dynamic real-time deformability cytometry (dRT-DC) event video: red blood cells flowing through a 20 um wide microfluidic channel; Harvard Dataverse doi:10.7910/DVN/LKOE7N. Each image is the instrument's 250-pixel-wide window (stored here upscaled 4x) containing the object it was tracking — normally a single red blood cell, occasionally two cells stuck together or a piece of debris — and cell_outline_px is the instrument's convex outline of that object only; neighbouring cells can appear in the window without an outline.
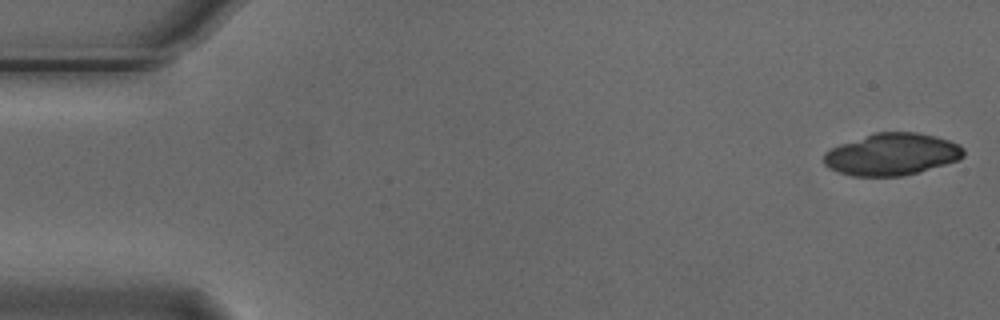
{"species": "Egyptian fruit bat (a non-hibernating species)", "species_latin": "Rousettus aegyptiacus", "temperature_condition": "cold", "stored_images_in_passage": 18, "camera_frame_rate_fps": 3000, "um_per_image_px": 0.085, "animal": {"sex": "male"}, "frame": {"image": 1, "passage_image": 1, "time_ms": 0.0, "image_size_px": [1000, 320], "cell_outline_px": [[964, 156], [960, 160], [916, 172], [900, 176], [852, 176], [828, 168], [824, 164], [824, 152], [840, 144], [876, 132], [916, 132], [936, 136], [960, 144], [964, 148]], "centroid_in_image_um": [75.82, 13.11], "position_along_channel_um": 9.2, "area_um2": 34.1}}